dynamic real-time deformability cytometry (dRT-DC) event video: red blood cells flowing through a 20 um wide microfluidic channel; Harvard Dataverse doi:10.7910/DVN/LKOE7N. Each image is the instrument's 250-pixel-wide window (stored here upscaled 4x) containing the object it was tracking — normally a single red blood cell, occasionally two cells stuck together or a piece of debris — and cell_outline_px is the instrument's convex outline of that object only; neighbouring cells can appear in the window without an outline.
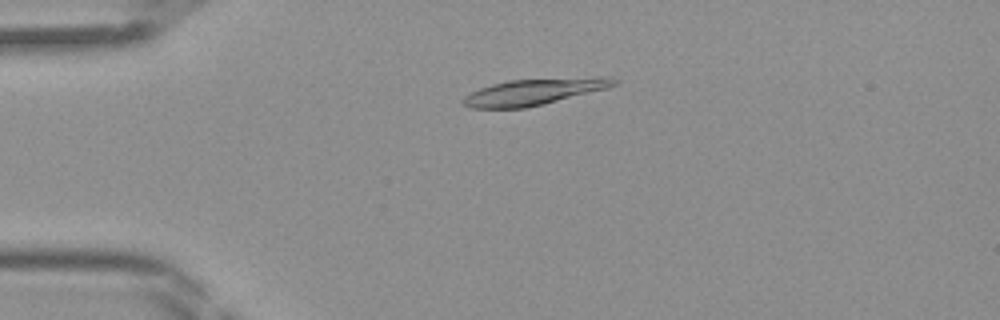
{"species": "Egyptian fruit bat (a non-hibernating species)", "species_latin": "Rousettus aegyptiacus", "temperature_condition": "room temperature", "stored_images_in_passage": 44, "camera_frame_rate_fps": 3000, "um_per_image_px": 0.085, "frame": {"image": 1, "passage_image": 10, "time_ms": 3.0, "image_size_px": [1000, 320], "cell_outline_px": [[620, 80], [616, 84], [608, 88], [544, 104], [524, 108], [468, 108], [460, 104], [460, 100], [464, 96], [480, 88], [492, 84], [508, 80], [600, 76], [612, 76]], "centroid_in_image_um": [45.41, 7.79], "position_along_channel_um": 39.6, "area_um2": 23.52}}
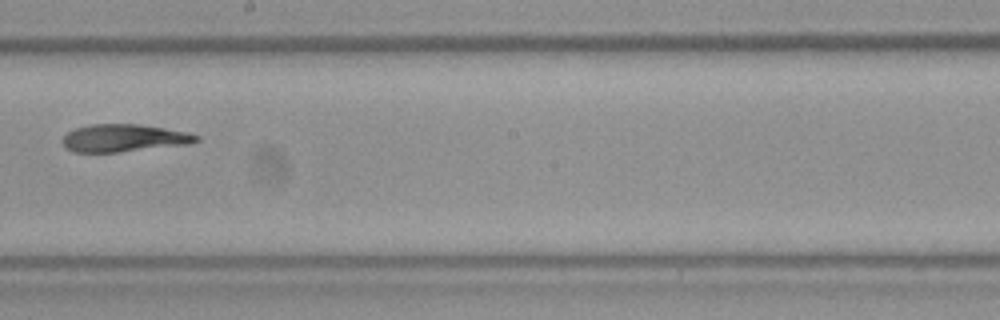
{"frame": {"image": 2, "passage_image": 25, "time_ms": 8.0, "image_size_px": [1000, 320], "cell_outline_px": [[200, 140], [192, 144], [116, 152], [72, 152], [64, 148], [64, 136], [68, 132], [76, 128], [92, 124], [140, 124], [188, 132], [200, 136]], "centroid_in_image_um": [10.57, 11.73], "position_along_channel_um": 237.6, "area_um2": 21.5}}
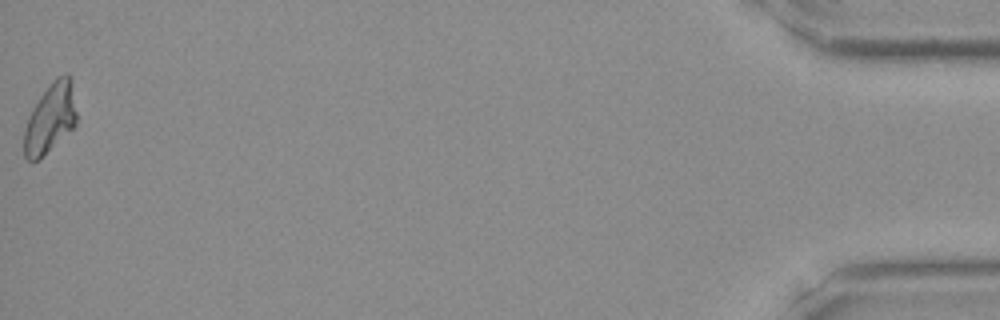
{"frame": {"image": 3, "passage_image": 44, "time_ms": 14.333, "image_size_px": [1000, 320], "cell_outline_px": [[76, 124], [40, 160], [28, 160], [24, 156], [24, 128], [32, 108], [40, 96], [52, 80], [56, 76], [68, 72], [72, 76], [76, 112]], "centroid_in_image_um": [4.28, 10.01], "position_along_channel_um": 430.9, "area_um2": 21.5}}